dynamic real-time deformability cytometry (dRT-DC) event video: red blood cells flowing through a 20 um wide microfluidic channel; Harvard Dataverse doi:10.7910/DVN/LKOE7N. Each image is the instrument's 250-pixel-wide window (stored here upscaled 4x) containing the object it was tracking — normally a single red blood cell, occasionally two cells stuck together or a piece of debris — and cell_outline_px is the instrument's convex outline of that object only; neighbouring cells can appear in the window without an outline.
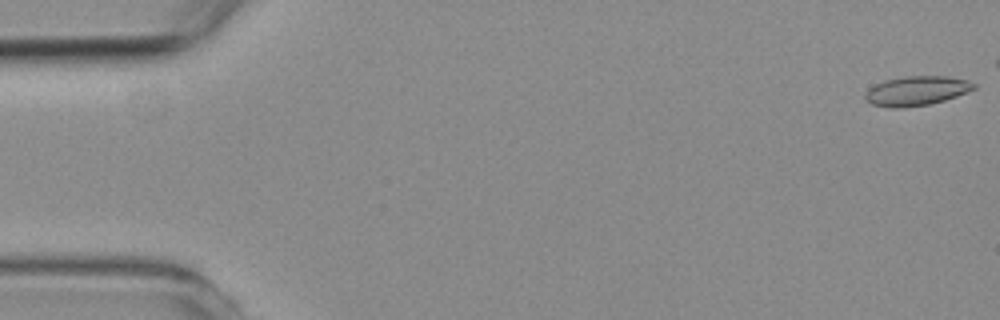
{"species": "common noctule bat (a hibernating species)", "species_latin": "Nyctalus noctula", "temperature_condition": "room temperature", "stored_images_in_passage": 14, "camera_frame_rate_fps": 3000, "um_per_image_px": 0.085, "animal": {"sex": "female", "body_mass_g": 19.3, "forearm_length_mm": 54.1}, "frame": {"image": 1, "passage_image": 1, "time_ms": 0.0, "image_size_px": [1000, 320], "cell_outline_px": [[976, 88], [968, 92], [944, 100], [928, 104], [904, 108], [888, 108], [872, 104], [864, 100], [864, 96], [868, 88], [884, 80], [904, 76], [948, 76], [968, 80], [976, 84]], "centroid_in_image_um": [77.88, 7.72], "position_along_channel_um": 7.1, "area_um2": 18.84}}